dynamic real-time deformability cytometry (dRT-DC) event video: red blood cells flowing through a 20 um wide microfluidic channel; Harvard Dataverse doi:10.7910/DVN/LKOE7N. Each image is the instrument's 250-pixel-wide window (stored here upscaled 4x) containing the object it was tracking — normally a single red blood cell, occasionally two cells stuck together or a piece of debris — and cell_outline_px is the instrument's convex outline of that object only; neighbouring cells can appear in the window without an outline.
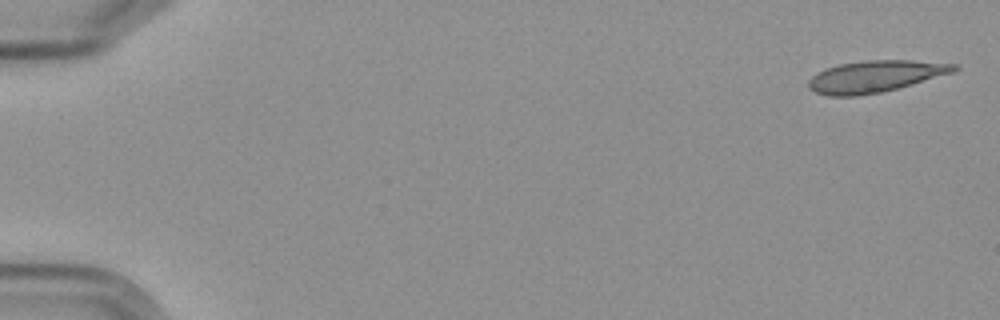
{"species": "Egyptian fruit bat (a non-hibernating species)", "species_latin": "Rousettus aegyptiacus", "temperature_condition": "cold", "stored_images_in_passage": 6, "segment_of_instrument_passage": [1, 2], "camera_frame_rate_fps": 3000, "um_per_image_px": 0.085, "frame": {"image": 1, "passage_image": 1, "time_ms": 0.0, "image_size_px": [1000, 320], "cell_outline_px": [[960, 68], [952, 72], [912, 84], [880, 92], [856, 96], [828, 96], [816, 92], [808, 88], [808, 80], [812, 76], [828, 68], [840, 64], [868, 60], [912, 60], [956, 64]], "centroid_in_image_um": [74.38, 6.49], "position_along_channel_um": 10.6, "area_um2": 26.47}}
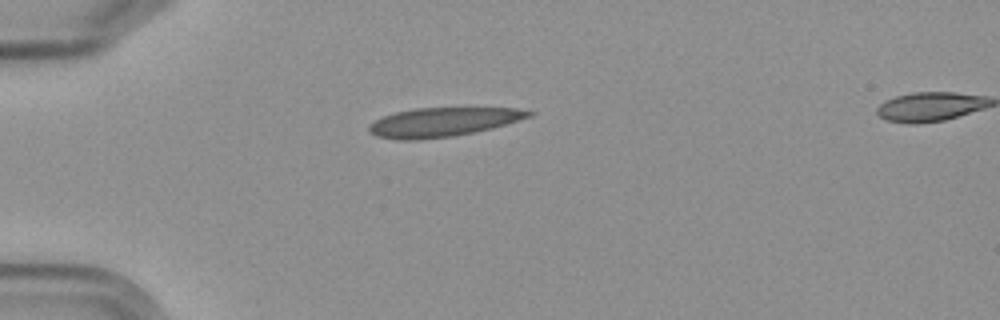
{"frame": {"image": 2, "passage_image": 5, "time_ms": 4.667, "image_size_px": [1000, 320], "cell_outline_px": [[536, 112], [532, 116], [492, 128], [452, 136], [416, 140], [396, 140], [376, 136], [368, 128], [376, 120], [384, 116], [396, 112], [416, 108], [516, 108]], "centroid_in_image_um": [37.67, 10.37], "position_along_channel_um": 47.3, "area_um2": 26.7}}